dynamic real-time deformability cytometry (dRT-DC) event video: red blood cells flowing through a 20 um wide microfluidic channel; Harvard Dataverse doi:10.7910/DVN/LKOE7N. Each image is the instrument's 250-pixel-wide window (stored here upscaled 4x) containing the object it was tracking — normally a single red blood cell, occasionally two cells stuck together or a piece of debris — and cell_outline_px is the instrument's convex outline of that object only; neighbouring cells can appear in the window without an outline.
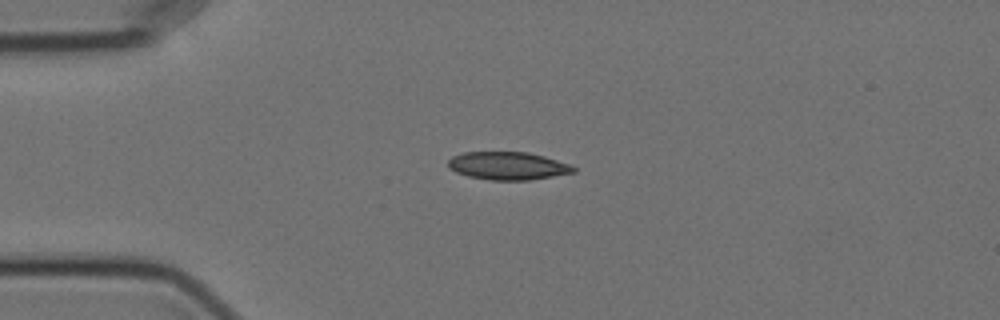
{"species": "Egyptian fruit bat (a non-hibernating species)", "species_latin": "Rousettus aegyptiacus", "temperature_condition": "cold", "stored_images_in_passage": 33, "camera_frame_rate_fps": 3000, "um_per_image_px": 0.085, "animal": {"sex": "female"}, "frame": {"image": 1, "passage_image": 1, "time_ms": 0.0, "image_size_px": [1000, 320], "cell_outline_px": [[576, 172], [528, 180], [492, 180], [468, 176], [456, 172], [448, 168], [448, 160], [452, 156], [464, 152], [528, 152], [544, 156], [568, 164], [576, 168]], "centroid_in_image_um": [43.14, 14.09], "position_along_channel_um": 41.9, "area_um2": 20.29}}
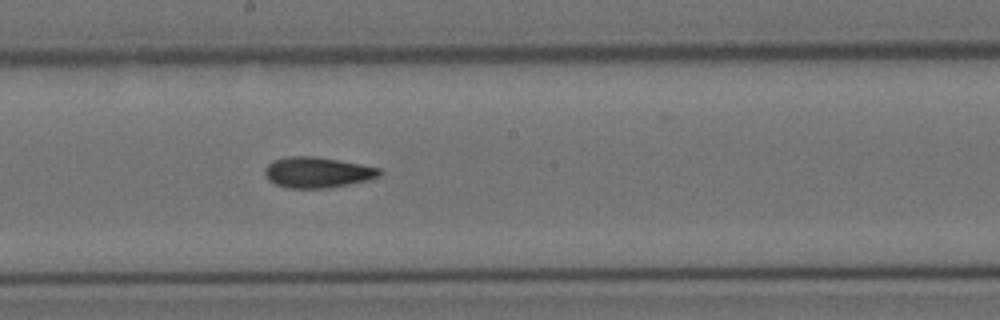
{"frame": {"image": 2, "passage_image": 18, "time_ms": 5.667, "image_size_px": [1000, 320], "cell_outline_px": [[384, 172], [380, 176], [368, 180], [328, 188], [288, 188], [276, 184], [268, 180], [264, 176], [264, 168], [272, 160], [288, 156], [316, 156], [360, 164], [380, 168]], "centroid_in_image_um": [26.96, 14.65], "position_along_channel_um": 221.2, "area_um2": 20.69}}
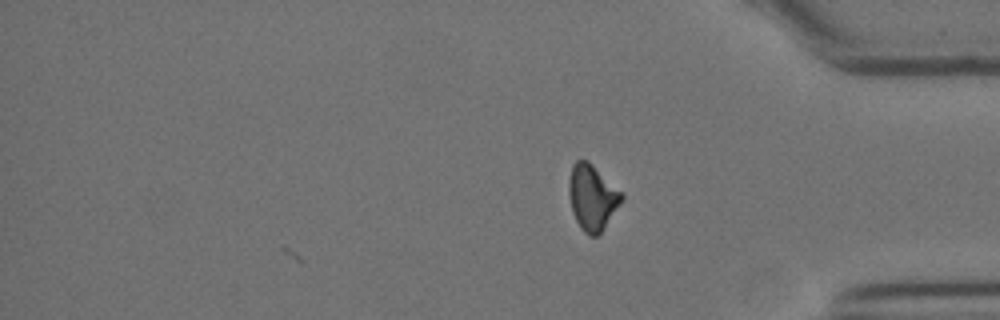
{"frame": {"image": 3, "passage_image": 33, "time_ms": 10.667, "image_size_px": [1000, 320], "cell_outline_px": [[624, 196], [604, 228], [596, 236], [588, 236], [580, 228], [572, 212], [568, 192], [568, 180], [572, 164], [576, 160], [588, 160], [624, 192]], "centroid_in_image_um": [50.33, 16.74], "position_along_channel_um": 384.9, "area_um2": 20.35}, "authors_computed_cell_mechanics": {"area_um2": 20.2878, "velocity_mm_per_s": 3.5617, "shape_relaxation_time_tau1_ms": 9.9174, "shape_relaxation_time_tau2_ms": 5.3017, "deformation_change_tau1": 0.1885, "deformation_change_tau2": 0.1076}}